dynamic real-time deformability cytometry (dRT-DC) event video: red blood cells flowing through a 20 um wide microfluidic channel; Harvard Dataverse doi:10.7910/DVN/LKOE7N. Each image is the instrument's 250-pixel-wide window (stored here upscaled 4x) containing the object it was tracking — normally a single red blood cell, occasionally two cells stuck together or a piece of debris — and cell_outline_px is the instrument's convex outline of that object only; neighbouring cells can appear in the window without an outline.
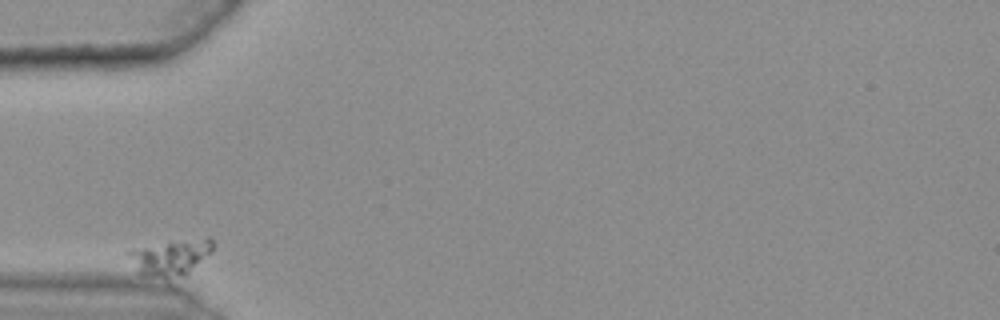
{"species": "common noctule bat (a hibernating species)", "species_latin": "Nyctalus noctula", "temperature_condition": "warm", "stored_images_in_passage": 35, "camera_frame_rate_fps": 3000, "um_per_image_px": 0.085, "animal": {"sex": "female", "body_mass_g": 25.1}, "frame": {"image": 1, "passage_image": 1, "time_ms": 0.0, "image_size_px": [1000, 320], "cell_outline_px": [[212, 252], [176, 292], [140, 272], [124, 252], [128, 248], [172, 240], [208, 236], [212, 240]], "centroid_in_image_um": [14.54, 22.07], "position_along_channel_um": 70.5, "area_um2": 20.81}}
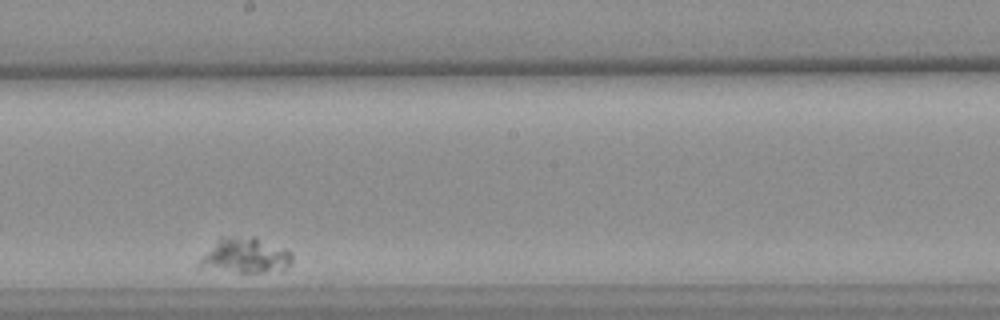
{"frame": {"image": 2, "passage_image": 20, "time_ms": 6.333, "image_size_px": [1000, 320], "cell_outline_px": [[292, 264], [284, 268], [264, 272], [240, 272], [196, 268], [196, 264], [200, 256], [220, 236], [256, 236], [284, 248], [292, 252]], "centroid_in_image_um": [20.78, 21.7], "position_along_channel_um": 227.4, "area_um2": 19.54}}
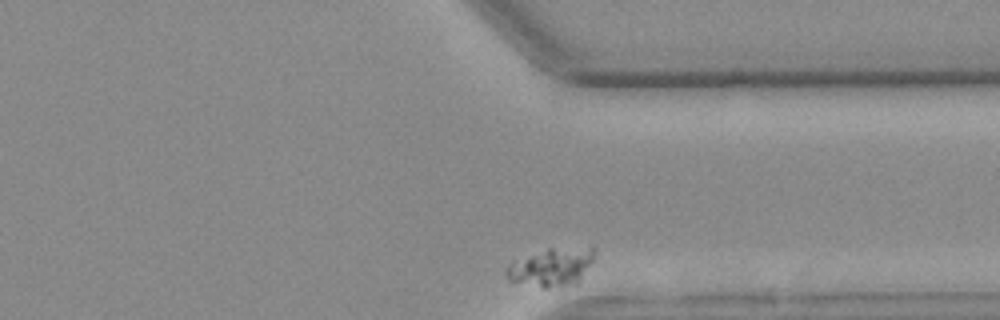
{"frame": {"image": 3, "passage_image": 35, "time_ms": 11.333, "image_size_px": [1000, 320], "cell_outline_px": [[596, 252], [592, 260], [576, 284], [560, 288], [544, 288], [508, 280], [504, 276], [504, 268], [512, 260], [548, 248], [592, 244], [596, 248]], "centroid_in_image_um": [46.88, 22.66], "position_along_channel_um": 364.5, "area_um2": 20.46}}